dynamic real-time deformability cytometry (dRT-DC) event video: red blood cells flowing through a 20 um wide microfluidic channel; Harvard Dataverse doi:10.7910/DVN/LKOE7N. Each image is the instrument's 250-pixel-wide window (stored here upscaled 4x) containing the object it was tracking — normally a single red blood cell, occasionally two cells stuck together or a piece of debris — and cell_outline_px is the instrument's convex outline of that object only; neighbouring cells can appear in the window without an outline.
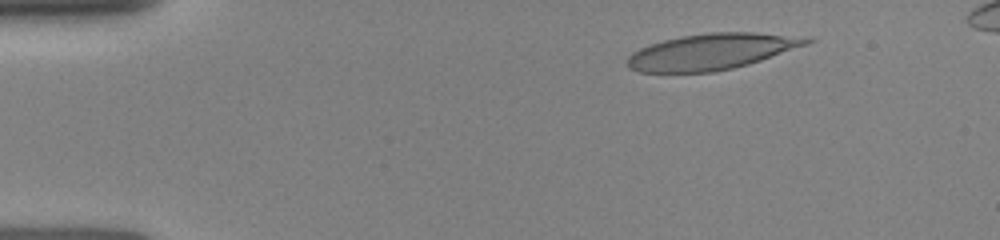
{"species": "human", "species_latin": "Homo sapiens", "temperature_condition": "room temperature", "stored_images_in_passage": 7, "segment_of_instrument_passage": [1, 2], "camera_frame_rate_fps": 3000, "um_per_image_px": 0.085, "donor": {"sex": "female"}, "frame": {"image": 1, "passage_image": 3, "time_ms": 1.667, "image_size_px": [1000, 240], "cell_outline_px": [[816, 40], [808, 44], [748, 64], [732, 68], [712, 72], [640, 72], [628, 68], [628, 56], [632, 52], [640, 48], [664, 40], [680, 36], [708, 32], [756, 32]], "centroid_in_image_um": [60.41, 4.39], "position_along_channel_um": 24.6, "area_um2": 37.05}}